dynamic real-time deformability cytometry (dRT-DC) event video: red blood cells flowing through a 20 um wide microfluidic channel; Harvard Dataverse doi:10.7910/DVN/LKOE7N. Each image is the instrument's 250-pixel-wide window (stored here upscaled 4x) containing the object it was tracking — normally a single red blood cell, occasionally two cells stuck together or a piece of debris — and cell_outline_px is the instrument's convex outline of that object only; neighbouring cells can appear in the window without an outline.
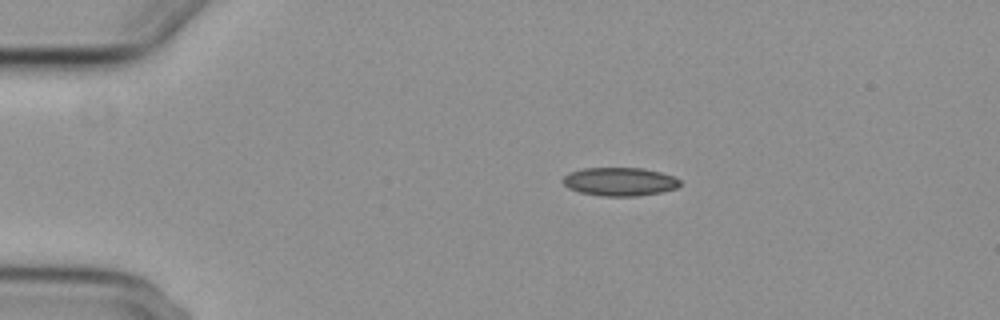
{"species": "common noctule bat (a hibernating species)", "species_latin": "Nyctalus noctula", "temperature_condition": "cold", "stored_images_in_passage": 3, "camera_frame_rate_fps": 3000, "um_per_image_px": 0.085, "animal": {"sex": "female", "body_mass_g": 29.2, "forearm_length_mm": 56.3}, "frame": {"image": 1, "passage_image": 1, "time_ms": 0.0, "image_size_px": [1000, 320], "cell_outline_px": [[680, 184], [676, 188], [660, 192], [636, 196], [604, 196], [580, 192], [568, 188], [560, 180], [568, 172], [584, 168], [644, 168], [660, 172], [672, 176], [680, 180]], "centroid_in_image_um": [52.63, 15.43], "position_along_channel_um": 32.4, "area_um2": 19.36}}
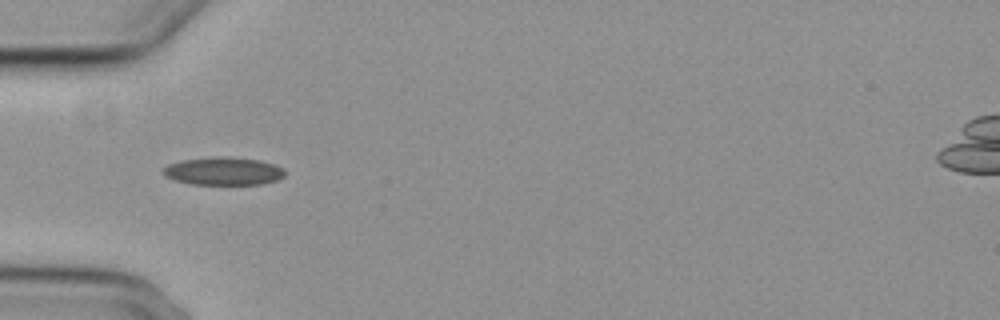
{"frame": {"image": 2, "passage_image": 3, "time_ms": 2.333, "image_size_px": [1000, 320], "cell_outline_px": [[284, 176], [276, 180], [260, 184], [192, 184], [176, 180], [164, 176], [160, 172], [168, 164], [180, 160], [260, 160], [276, 164], [284, 168]], "centroid_in_image_um": [18.99, 14.6], "position_along_channel_um": 66.0, "area_um2": 18.67}}